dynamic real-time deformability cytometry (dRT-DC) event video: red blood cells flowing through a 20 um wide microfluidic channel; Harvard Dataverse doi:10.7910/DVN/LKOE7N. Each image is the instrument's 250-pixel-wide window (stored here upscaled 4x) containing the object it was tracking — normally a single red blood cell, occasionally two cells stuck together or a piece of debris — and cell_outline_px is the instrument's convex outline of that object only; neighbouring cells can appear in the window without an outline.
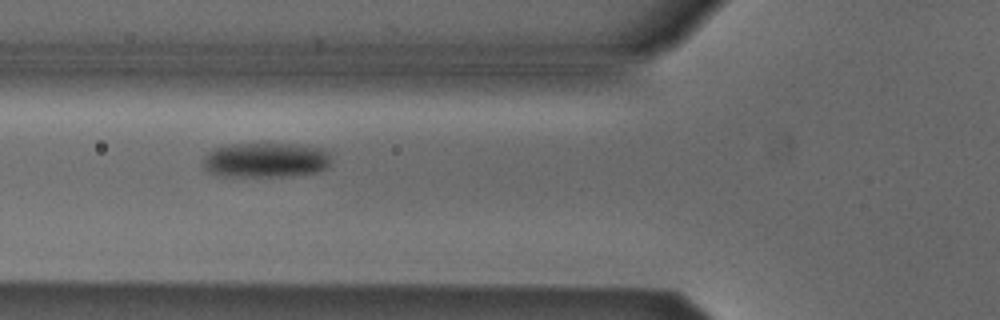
{"species": "Egyptian fruit bat (a non-hibernating species)", "species_latin": "Rousettus aegyptiacus", "temperature_condition": "cold", "stored_images_in_passage": 7, "camera_frame_rate_fps": 3000, "um_per_image_px": 0.085, "animal": {"sex": "male"}, "frame": {"image": 1, "passage_image": 5, "time_ms": 5.0, "image_size_px": [1000, 320], "cell_outline_px": [[332, 156], [328, 164], [324, 168], [312, 172], [292, 176], [224, 176], [212, 172], [204, 168], [204, 156], [212, 148], [228, 144], [260, 140], [300, 144], [324, 148]], "centroid_in_image_um": [22.58, 13.53], "position_along_channel_um": 103.2, "area_um2": 27.05}}
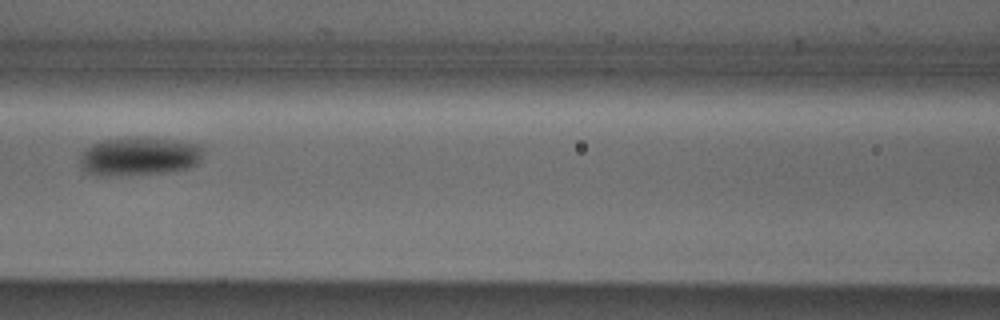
{"frame": {"image": 2, "passage_image": 6, "time_ms": 6.333, "image_size_px": [1000, 320], "cell_outline_px": [[204, 148], [200, 160], [196, 164], [188, 168], [168, 172], [116, 176], [96, 176], [88, 172], [84, 168], [80, 160], [80, 156], [84, 148], [92, 144], [104, 140], [140, 136], [200, 144]], "centroid_in_image_um": [11.83, 13.29], "position_along_channel_um": 154.8, "area_um2": 27.86}}
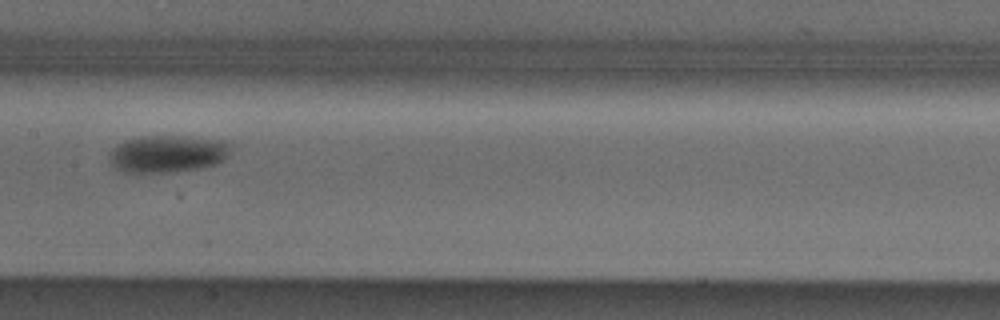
{"frame": {"image": 3, "passage_image": 7, "time_ms": 7.333, "image_size_px": [1000, 320], "cell_outline_px": [[228, 148], [224, 160], [216, 164], [176, 172], [124, 172], [116, 168], [108, 160], [108, 152], [116, 144], [124, 140], [140, 136], [184, 136], [224, 140], [228, 144]], "centroid_in_image_um": [14.16, 13.06], "position_along_channel_um": 193.2, "area_um2": 26.36}}